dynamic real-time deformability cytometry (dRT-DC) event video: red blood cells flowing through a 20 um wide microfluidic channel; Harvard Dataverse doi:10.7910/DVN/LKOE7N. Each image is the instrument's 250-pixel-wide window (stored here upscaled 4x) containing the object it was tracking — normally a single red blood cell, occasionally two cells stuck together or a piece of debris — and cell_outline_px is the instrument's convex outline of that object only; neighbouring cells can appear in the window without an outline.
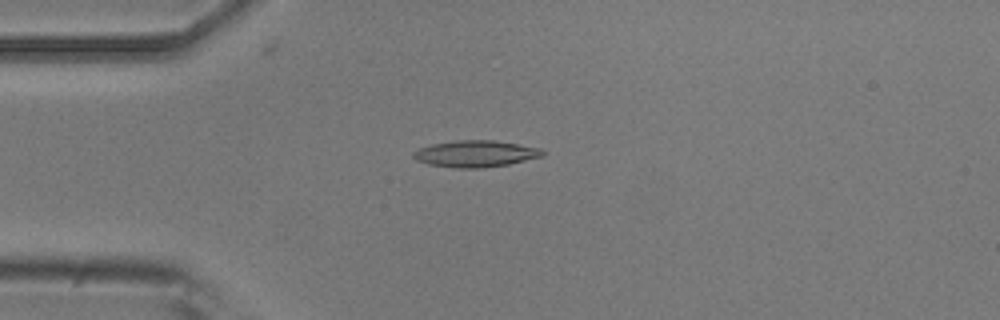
{"species": "common noctule bat (a hibernating species)", "species_latin": "Nyctalus noctula", "temperature_condition": "room temperature", "stored_images_in_passage": 39, "camera_frame_rate_fps": 3000, "um_per_image_px": 0.085, "animal": {"sex": "male", "body_mass_g": 20.5, "forearm_length_mm": 52.5}, "frame": {"image": 1, "passage_image": 1, "time_ms": 0.0, "image_size_px": [1000, 320], "cell_outline_px": [[544, 156], [508, 164], [484, 168], [452, 168], [428, 164], [416, 160], [412, 156], [412, 152], [420, 148], [432, 144], [456, 140], [492, 140], [540, 148], [544, 152]], "centroid_in_image_um": [40.39, 13.07], "position_along_channel_um": 44.6, "area_um2": 20.0}}
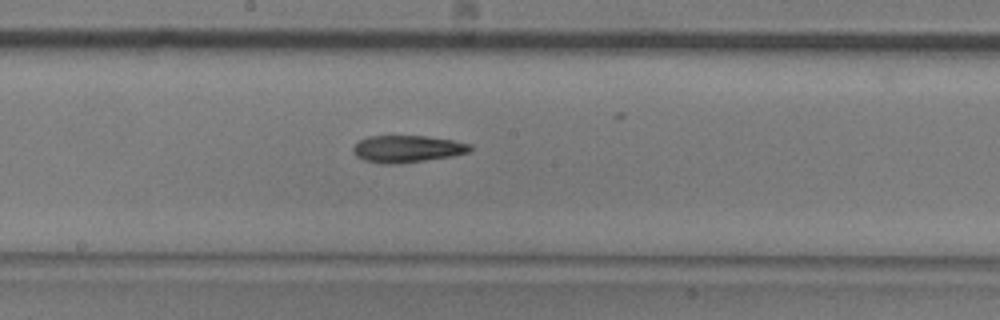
{"frame": {"image": 2, "passage_image": 15, "time_ms": 4.667, "image_size_px": [1000, 320], "cell_outline_px": [[472, 148], [468, 152], [452, 156], [400, 164], [380, 164], [364, 160], [356, 156], [352, 148], [360, 140], [368, 136], [428, 136], [452, 140], [472, 144]], "centroid_in_image_um": [34.61, 12.66], "position_along_channel_um": 213.6, "area_um2": 18.5}}
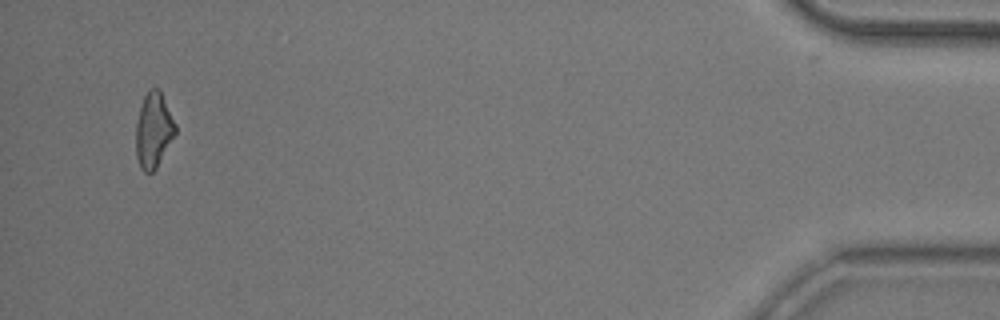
{"frame": {"image": 3, "passage_image": 37, "time_ms": 12.0, "image_size_px": [1000, 320], "cell_outline_px": [[176, 132], [156, 168], [152, 172], [144, 172], [140, 168], [136, 156], [136, 124], [140, 108], [144, 96], [148, 88], [160, 88], [176, 124]], "centroid_in_image_um": [13.05, 11.04], "position_along_channel_um": 422.2, "area_um2": 17.28}, "authors_computed_cell_mechanics": {"area_um2": 18.0914, "velocity_mm_per_s": 3.9648, "shape_relaxation_time_tau1_ms": 5.5359, "shape_relaxation_time_tau2_ms": null, "deformation_change_tau1": 0.1541, "deformation_change_tau2": null}}